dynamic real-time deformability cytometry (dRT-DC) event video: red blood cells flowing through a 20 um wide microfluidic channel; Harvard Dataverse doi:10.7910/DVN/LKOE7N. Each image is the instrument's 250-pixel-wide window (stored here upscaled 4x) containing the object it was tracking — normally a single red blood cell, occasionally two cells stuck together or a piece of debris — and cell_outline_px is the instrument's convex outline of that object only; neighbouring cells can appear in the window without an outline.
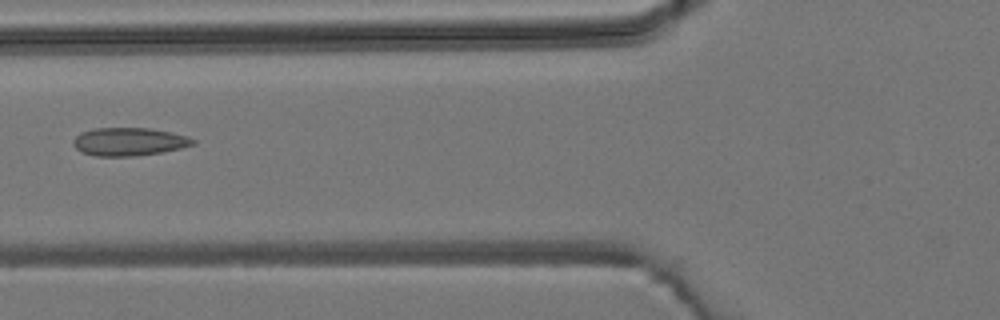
{"species": "common noctule bat (a hibernating species)", "species_latin": "Nyctalus noctula", "temperature_condition": "room temperature", "stored_images_in_passage": 5, "camera_frame_rate_fps": 3000, "um_per_image_px": 0.085, "animal": {"sex": "male", "body_mass_g": 19.2, "forearm_length_mm": 51.8}, "frame": {"image": 1, "passage_image": 3, "time_ms": 2.667, "image_size_px": [1000, 320], "cell_outline_px": [[196, 144], [180, 148], [160, 152], [136, 156], [96, 156], [80, 152], [72, 144], [72, 140], [80, 132], [92, 128], [148, 128], [172, 132], [188, 136], [196, 140]], "centroid_in_image_um": [10.94, 12.04], "position_along_channel_um": 114.9, "area_um2": 19.77}}
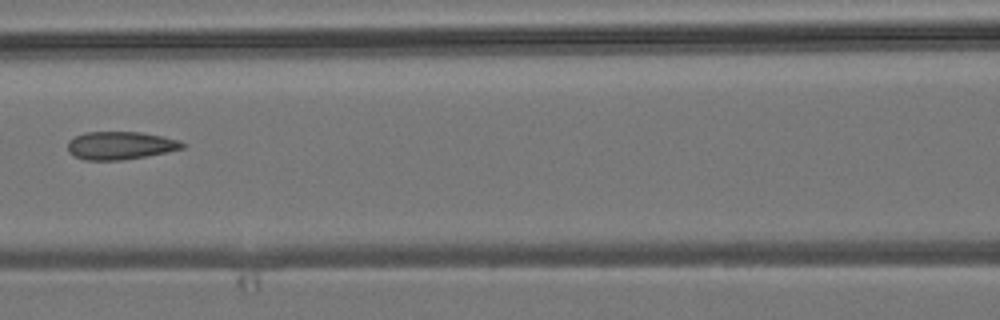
{"frame": {"image": 2, "passage_image": 4, "time_ms": 3.667, "image_size_px": [1000, 320], "cell_outline_px": [[188, 144], [184, 148], [168, 152], [120, 160], [84, 160], [68, 152], [68, 140], [84, 132], [140, 132], [180, 140]], "centroid_in_image_um": [10.24, 12.36], "position_along_channel_um": 156.4, "area_um2": 18.67}}
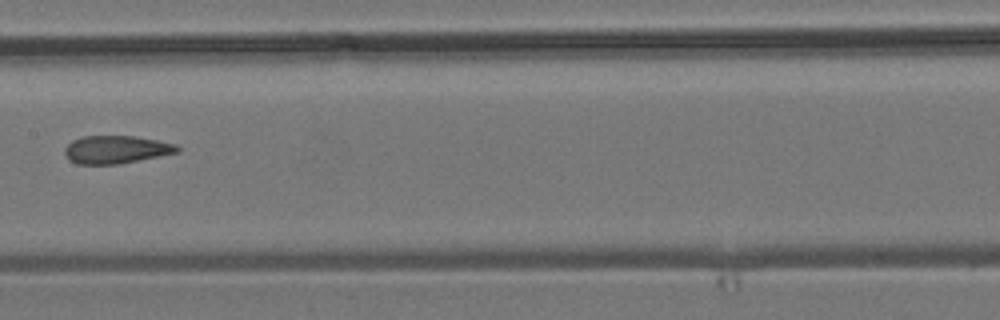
{"frame": {"image": 3, "passage_image": 5, "time_ms": 4.667, "image_size_px": [1000, 320], "cell_outline_px": [[180, 152], [120, 164], [76, 164], [68, 160], [64, 156], [64, 148], [72, 140], [80, 136], [132, 136], [156, 140], [176, 144], [180, 148]], "centroid_in_image_um": [9.83, 12.72], "position_along_channel_um": 197.6, "area_um2": 18.5}}